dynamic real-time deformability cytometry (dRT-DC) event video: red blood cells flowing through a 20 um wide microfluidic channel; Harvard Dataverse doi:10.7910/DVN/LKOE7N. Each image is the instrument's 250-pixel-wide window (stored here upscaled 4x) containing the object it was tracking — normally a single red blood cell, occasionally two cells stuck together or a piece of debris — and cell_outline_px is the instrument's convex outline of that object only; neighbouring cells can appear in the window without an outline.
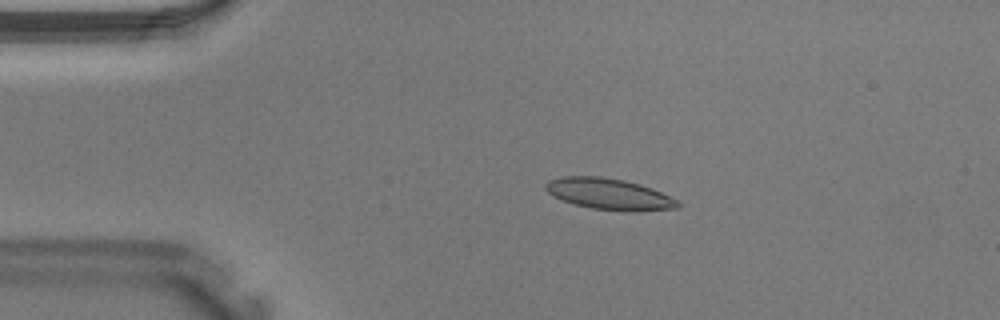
{"species": "Egyptian fruit bat (a non-hibernating species)", "species_latin": "Rousettus aegyptiacus", "temperature_condition": "warm", "stored_images_in_passage": 39, "camera_frame_rate_fps": 3000, "um_per_image_px": 0.085, "animal": {"sex": "male"}, "frame": {"image": 1, "passage_image": 7, "time_ms": 2.0, "image_size_px": [1000, 320], "cell_outline_px": [[680, 208], [636, 212], [632, 212], [592, 208], [572, 204], [552, 196], [544, 188], [544, 184], [548, 180], [564, 176], [600, 176], [624, 180], [640, 184], [652, 188], [676, 200], [680, 204]], "centroid_in_image_um": [51.75, 16.5], "position_along_channel_um": 33.2, "area_um2": 24.22}}
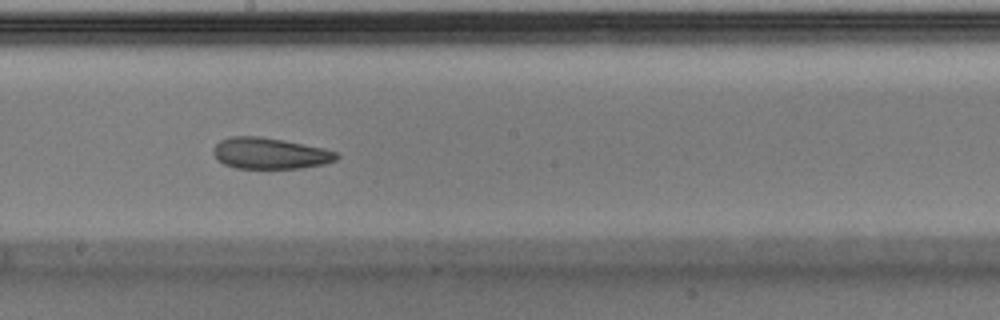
{"frame": {"image": 2, "passage_image": 21, "time_ms": 6.667, "image_size_px": [1000, 320], "cell_outline_px": [[340, 156], [336, 160], [324, 164], [300, 168], [236, 168], [224, 164], [216, 160], [212, 152], [212, 148], [220, 140], [228, 136], [260, 136], [284, 140], [324, 148], [336, 152]], "centroid_in_image_um": [22.91, 13.03], "position_along_channel_um": 225.3, "area_um2": 22.6}}
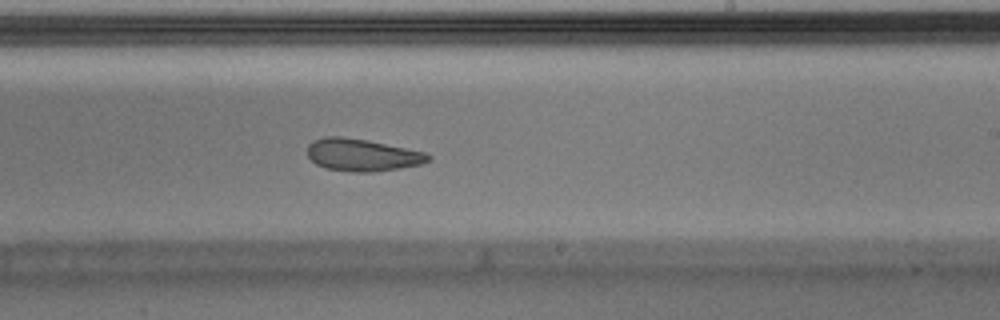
{"frame": {"image": 3, "passage_image": 23, "time_ms": 7.333, "image_size_px": [1000, 320], "cell_outline_px": [[432, 160], [420, 164], [400, 168], [372, 172], [352, 172], [324, 168], [316, 164], [308, 156], [308, 144], [312, 140], [324, 136], [340, 136], [368, 140], [424, 152], [432, 156]], "centroid_in_image_um": [30.76, 13.17], "position_along_channel_um": 258.2, "area_um2": 22.83}}